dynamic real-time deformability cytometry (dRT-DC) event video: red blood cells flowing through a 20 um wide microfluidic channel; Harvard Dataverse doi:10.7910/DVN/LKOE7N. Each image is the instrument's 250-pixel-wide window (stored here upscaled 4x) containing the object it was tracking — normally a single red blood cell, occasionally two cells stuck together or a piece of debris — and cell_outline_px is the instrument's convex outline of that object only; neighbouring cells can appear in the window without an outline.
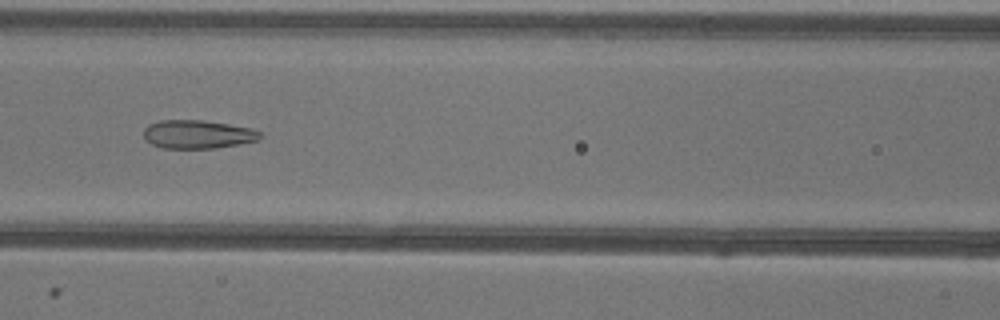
{"species": "common noctule bat (a hibernating species)", "species_latin": "Nyctalus noctula", "temperature_condition": "warm", "stored_images_in_passage": 51, "camera_frame_rate_fps": 3000, "um_per_image_px": 0.085, "animal": {"sex": "female"}, "frame": {"image": 1, "passage_image": 22, "time_ms": 7.0, "image_size_px": [1000, 320], "cell_outline_px": [[264, 136], [256, 140], [216, 148], [164, 148], [152, 144], [144, 140], [144, 128], [148, 124], [160, 120], [204, 120], [252, 128], [260, 132]], "centroid_in_image_um": [16.78, 11.41], "position_along_channel_um": 149.8, "area_um2": 19.31}}
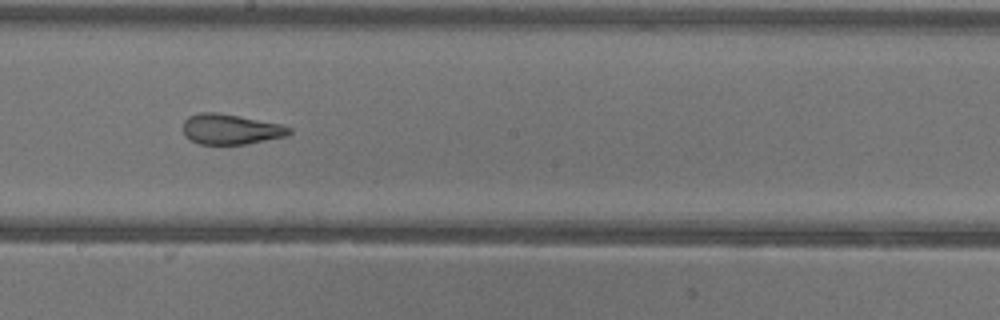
{"frame": {"image": 2, "passage_image": 28, "time_ms": 9.0, "image_size_px": [1000, 320], "cell_outline_px": [[292, 132], [288, 136], [244, 144], [200, 144], [184, 136], [184, 120], [188, 116], [200, 112], [216, 112], [240, 116], [280, 124], [292, 128]], "centroid_in_image_um": [19.61, 10.98], "position_along_channel_um": 228.6, "area_um2": 18.73}}
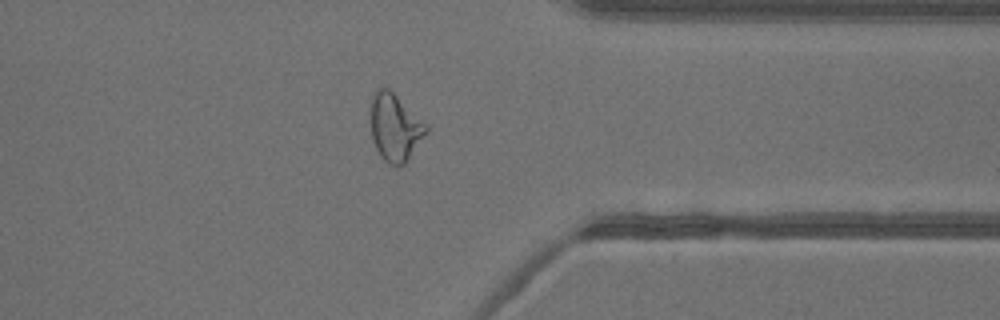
{"frame": {"image": 3, "passage_image": 40, "time_ms": 13.0, "image_size_px": [1000, 320], "cell_outline_px": [[428, 132], [408, 160], [404, 164], [396, 168], [384, 160], [380, 156], [372, 140], [372, 96], [376, 88], [388, 88], [428, 124]], "centroid_in_image_um": [33.61, 10.86], "position_along_channel_um": 377.8, "area_um2": 21.79}, "authors_computed_cell_mechanics": {"area_um2": 22.9466, "velocity_mm_per_s": 3.9438, "shape_relaxation_time_tau1_ms": null, "shape_relaxation_time_tau2_ms": 1.5524, "deformation_change_tau1": null, "deformation_change_tau2": 0.0906}}